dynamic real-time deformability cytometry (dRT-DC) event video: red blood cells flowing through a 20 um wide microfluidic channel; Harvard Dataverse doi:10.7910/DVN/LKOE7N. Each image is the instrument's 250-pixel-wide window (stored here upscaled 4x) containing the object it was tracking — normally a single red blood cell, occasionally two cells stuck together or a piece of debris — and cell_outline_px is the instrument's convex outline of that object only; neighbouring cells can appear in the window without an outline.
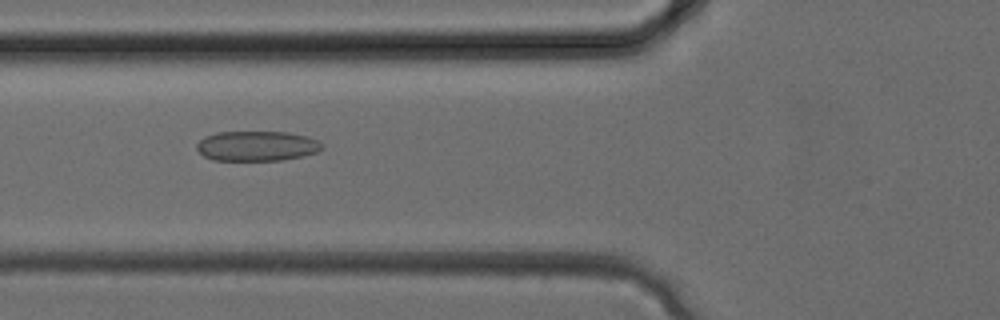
{"species": "common noctule bat (a hibernating species)", "species_latin": "Nyctalus noctula", "temperature_condition": "cold", "stored_images_in_passage": 20, "camera_frame_rate_fps": 3000, "um_per_image_px": 0.085, "animal": {"sex": "female", "body_mass_g": 24.6, "forearm_length_mm": 56.2}, "frame": {"image": 1, "passage_image": 3, "time_ms": 0.667, "image_size_px": [1000, 320], "cell_outline_px": [[324, 148], [316, 152], [304, 156], [280, 160], [212, 160], [204, 156], [196, 148], [196, 144], [204, 136], [216, 132], [288, 132], [308, 136], [324, 144]], "centroid_in_image_um": [21.84, 12.4], "position_along_channel_um": 104.0, "area_um2": 22.02}}
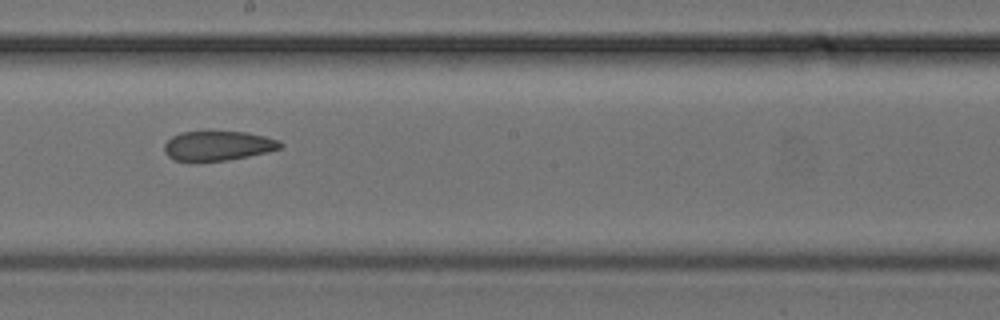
{"frame": {"image": 2, "passage_image": 9, "time_ms": 2.667, "image_size_px": [1000, 320], "cell_outline_px": [[284, 144], [280, 148], [268, 152], [228, 160], [172, 160], [164, 152], [164, 144], [172, 136], [180, 132], [244, 132], [264, 136], [280, 140]], "centroid_in_image_um": [18.53, 12.38], "position_along_channel_um": 229.7, "area_um2": 19.77}}
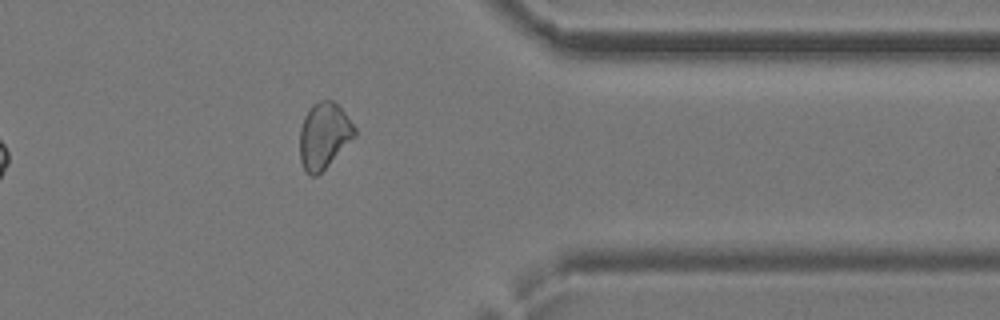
{"frame": {"image": 3, "passage_image": 17, "time_ms": 5.333, "image_size_px": [1000, 320], "cell_outline_px": [[356, 136], [316, 176], [308, 176], [300, 160], [300, 128], [304, 116], [308, 108], [312, 104], [320, 100], [332, 100], [344, 112], [356, 128]], "centroid_in_image_um": [27.52, 11.51], "position_along_channel_um": 383.9, "area_um2": 20.98}}